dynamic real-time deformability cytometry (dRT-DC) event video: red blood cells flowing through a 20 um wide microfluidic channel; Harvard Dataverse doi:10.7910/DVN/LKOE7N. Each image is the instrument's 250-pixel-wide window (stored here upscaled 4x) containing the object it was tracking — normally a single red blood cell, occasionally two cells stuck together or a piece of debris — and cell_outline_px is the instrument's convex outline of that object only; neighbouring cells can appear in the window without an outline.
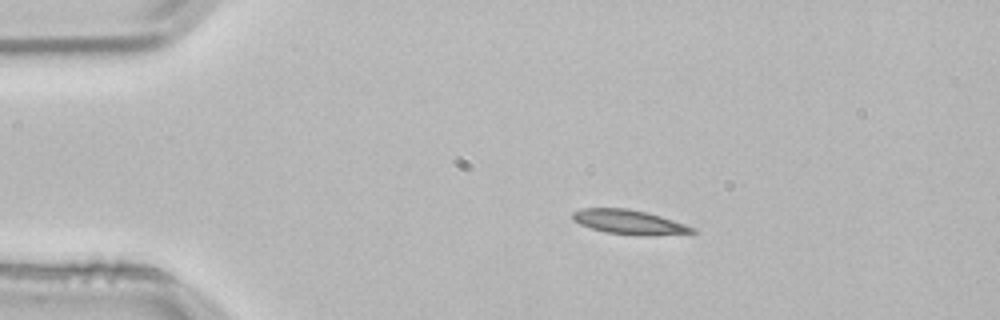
{"species": "common noctule bat (a hibernating species)", "species_latin": "Nyctalus noctula", "temperature_condition": "room temperature", "stored_images_in_passage": 2, "camera_frame_rate_fps": 3000, "um_per_image_px": 0.085, "animal": {"sex": "male", "body_mass_g": 21.5, "forearm_length_mm": 52.0}, "frame": {"image": 1, "passage_image": 1, "time_ms": 0.0, "image_size_px": [1000, 320], "cell_outline_px": [[700, 232], [656, 236], [644, 236], [604, 232], [580, 224], [572, 220], [572, 212], [580, 208], [628, 208], [648, 212], [696, 228]], "centroid_in_image_um": [53.5, 18.88], "position_along_channel_um": 31.5, "area_um2": 17.28}}